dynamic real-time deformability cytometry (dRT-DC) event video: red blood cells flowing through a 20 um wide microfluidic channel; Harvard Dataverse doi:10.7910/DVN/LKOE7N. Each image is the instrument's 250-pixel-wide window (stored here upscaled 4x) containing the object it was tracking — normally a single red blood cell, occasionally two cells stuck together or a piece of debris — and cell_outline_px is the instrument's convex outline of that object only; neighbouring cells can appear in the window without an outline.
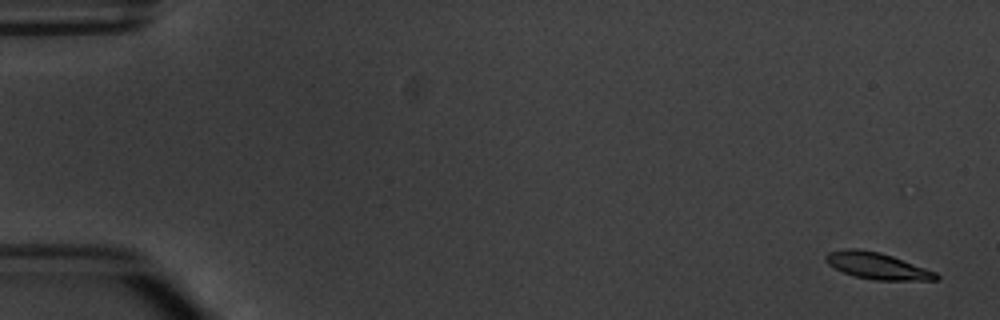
{"species": "common noctule bat (a hibernating species)", "species_latin": "Nyctalus noctula", "temperature_condition": "warm", "stored_images_in_passage": 6, "camera_frame_rate_fps": 3000, "um_per_image_px": 0.085, "animal": {"sex": "male", "body_mass_g": 20.1, "forearm_length_mm": 53.5}, "frame": {"image": 1, "passage_image": 1, "time_ms": 0.0, "image_size_px": [1000, 320], "cell_outline_px": [[940, 280], [876, 280], [856, 276], [844, 272], [828, 264], [824, 260], [824, 256], [828, 252], [844, 248], [856, 248], [880, 252], [892, 256], [936, 272], [940, 276]], "centroid_in_image_um": [74.55, 22.58], "position_along_channel_um": 10.5, "area_um2": 16.99}}
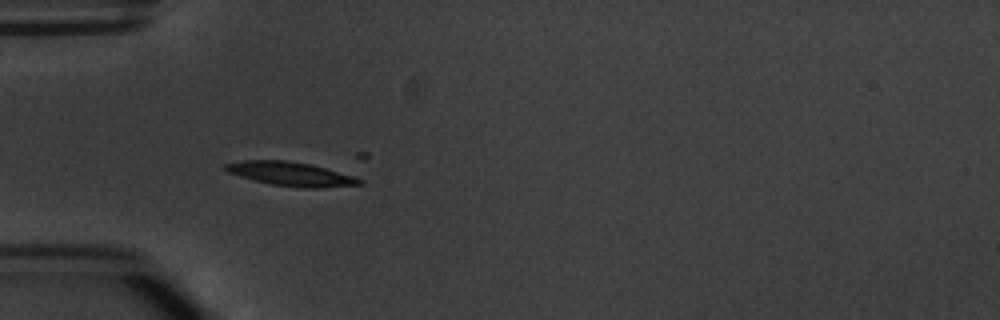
{"frame": {"image": 2, "passage_image": 5, "time_ms": 5.0, "image_size_px": [1000, 320], "cell_outline_px": [[364, 184], [316, 188], [304, 188], [272, 184], [240, 176], [228, 172], [224, 168], [224, 164], [244, 160], [288, 160], [356, 172], [364, 180]], "centroid_in_image_um": [24.96, 14.77], "position_along_channel_um": 60.0, "area_um2": 19.42}}